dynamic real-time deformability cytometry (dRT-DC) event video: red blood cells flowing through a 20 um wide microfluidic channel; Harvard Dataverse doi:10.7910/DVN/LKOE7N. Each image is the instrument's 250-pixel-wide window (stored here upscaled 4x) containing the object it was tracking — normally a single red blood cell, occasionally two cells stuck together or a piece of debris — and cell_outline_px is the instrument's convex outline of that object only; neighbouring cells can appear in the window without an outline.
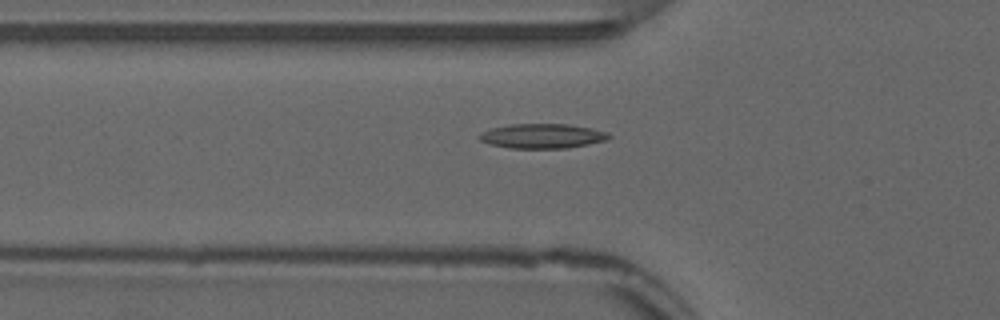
{"species": "common noctule bat (a hibernating species)", "species_latin": "Nyctalus noctula", "temperature_condition": "warm", "stored_images_in_passage": 50, "camera_frame_rate_fps": 3000, "um_per_image_px": 0.085, "animal": {"sex": "male", "forearm_length_mm": 52.5}, "frame": {"image": 1, "passage_image": 19, "time_ms": 6.0, "image_size_px": [1000, 320], "cell_outline_px": [[612, 136], [604, 140], [588, 144], [564, 148], [512, 148], [492, 144], [480, 140], [476, 136], [492, 128], [508, 124], [568, 124], [592, 128], [608, 132]], "centroid_in_image_um": [46.11, 11.55], "position_along_channel_um": 79.7, "area_um2": 18.38}}
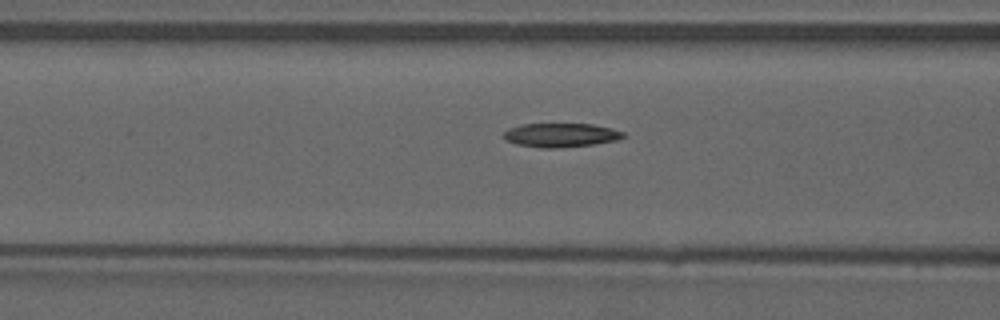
{"frame": {"image": 2, "passage_image": 22, "time_ms": 7.0, "image_size_px": [1000, 320], "cell_outline_px": [[624, 136], [616, 140], [592, 144], [560, 148], [540, 148], [516, 144], [508, 140], [504, 136], [504, 132], [508, 128], [520, 124], [592, 124], [612, 128], [624, 132]], "centroid_in_image_um": [47.65, 11.48], "position_along_channel_um": 118.9, "area_um2": 16.59}}
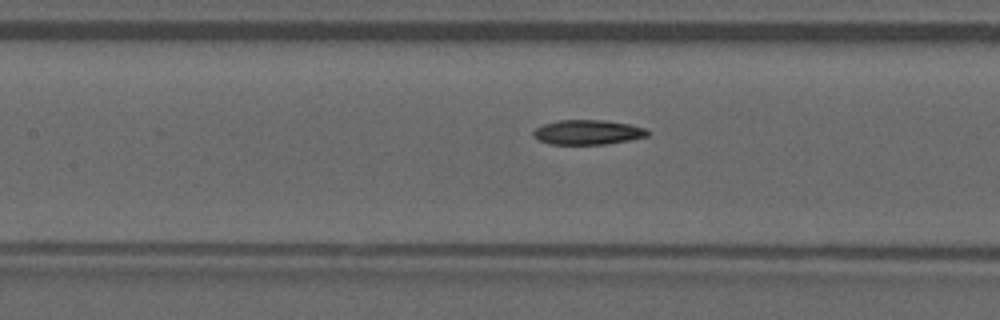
{"frame": {"image": 3, "passage_image": 25, "time_ms": 8.0, "image_size_px": [1000, 320], "cell_outline_px": [[648, 136], [608, 144], [548, 144], [532, 136], [532, 132], [536, 128], [544, 124], [560, 120], [604, 120], [628, 124], [644, 128], [648, 132]], "centroid_in_image_um": [49.92, 11.24], "position_along_channel_um": 157.5, "area_um2": 16.3}, "authors_computed_cell_mechanics": {"area_um2": 17.1088, "velocity_mm_per_s": 3.8412, "shape_relaxation_time_tau1_ms": null, "shape_relaxation_time_tau2_ms": 5.6949, "deformation_change_tau1": null, "deformation_change_tau2": 0.1257}}